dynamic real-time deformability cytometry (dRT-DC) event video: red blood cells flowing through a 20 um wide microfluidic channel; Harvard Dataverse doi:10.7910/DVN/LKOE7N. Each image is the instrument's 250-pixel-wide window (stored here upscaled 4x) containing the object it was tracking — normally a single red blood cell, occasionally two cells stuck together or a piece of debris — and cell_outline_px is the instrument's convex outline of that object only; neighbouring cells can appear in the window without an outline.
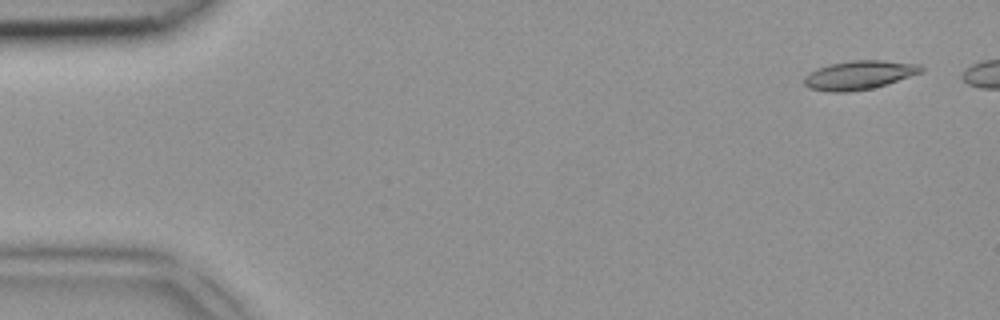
{"species": "common noctule bat (a hibernating species)", "species_latin": "Nyctalus noctula", "temperature_condition": "room temperature", "stored_images_in_passage": 5, "camera_frame_rate_fps": 3000, "um_per_image_px": 0.085, "animal": {"sex": "female", "body_mass_g": 18.4}, "frame": {"image": 1, "passage_image": 1, "time_ms": 0.0, "image_size_px": [1000, 320], "cell_outline_px": [[924, 72], [872, 88], [848, 92], [828, 92], [808, 88], [804, 84], [804, 76], [816, 68], [828, 64], [852, 60], [880, 60], [920, 64], [924, 68]], "centroid_in_image_um": [73.01, 6.37], "position_along_channel_um": 12.0, "area_um2": 19.77}}